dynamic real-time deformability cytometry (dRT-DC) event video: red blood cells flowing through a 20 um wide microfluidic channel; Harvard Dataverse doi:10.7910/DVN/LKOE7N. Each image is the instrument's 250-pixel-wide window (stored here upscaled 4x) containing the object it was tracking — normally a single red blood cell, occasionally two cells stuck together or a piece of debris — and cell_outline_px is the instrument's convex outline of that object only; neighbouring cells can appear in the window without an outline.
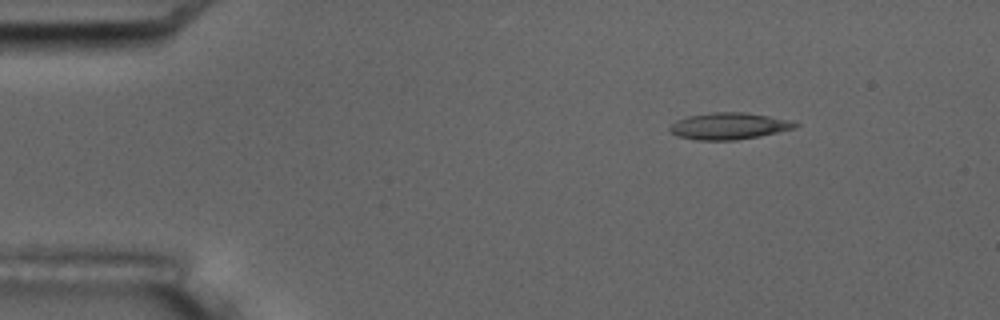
{"species": "common noctule bat (a hibernating species)", "species_latin": "Nyctalus noctula", "temperature_condition": "room temperature", "stored_images_in_passage": 8, "camera_frame_rate_fps": 3000, "um_per_image_px": 0.085, "animal": {"sex": "male", "body_mass_g": 17.5, "forearm_length_mm": 52.3}, "frame": {"image": 1, "passage_image": 2, "time_ms": 1.0, "image_size_px": [1000, 320], "cell_outline_px": [[800, 124], [796, 128], [760, 136], [736, 140], [696, 140], [676, 136], [668, 128], [676, 120], [688, 116], [712, 112], [740, 112], [768, 116], [788, 120]], "centroid_in_image_um": [61.94, 10.72], "position_along_channel_um": 23.1, "area_um2": 19.42}}
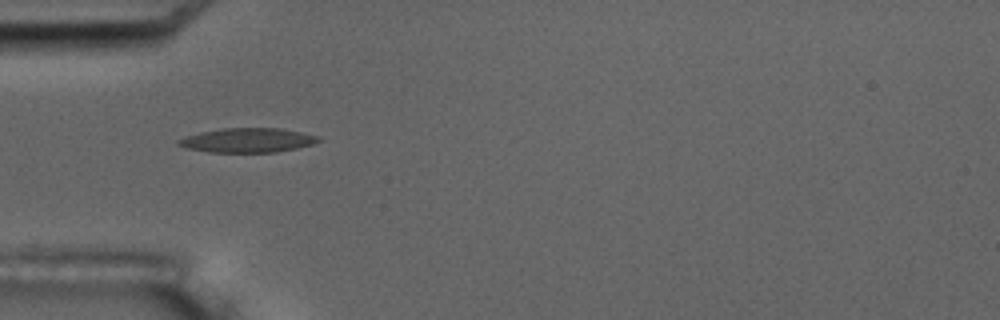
{"frame": {"image": 2, "passage_image": 5, "time_ms": 4.333, "image_size_px": [1000, 320], "cell_outline_px": [[320, 140], [312, 144], [296, 148], [276, 152], [208, 152], [188, 148], [176, 144], [176, 140], [184, 136], [200, 132], [224, 128], [280, 128], [320, 136]], "centroid_in_image_um": [21.01, 11.92], "position_along_channel_um": 64.0, "area_um2": 19.83}}
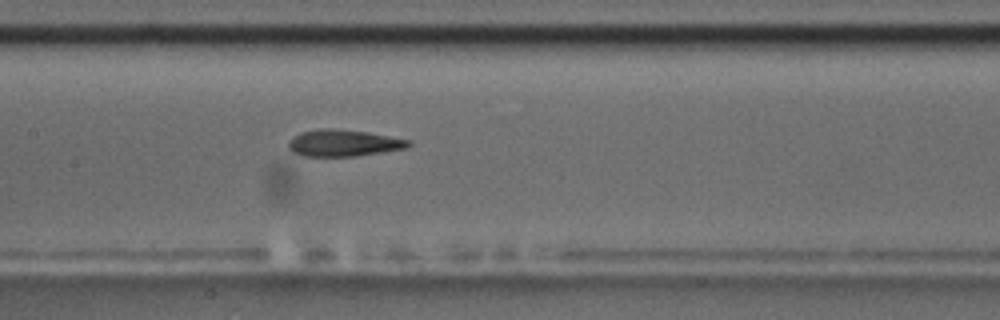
{"frame": {"image": 3, "passage_image": 8, "time_ms": 7.667, "image_size_px": [1000, 320], "cell_outline_px": [[412, 144], [408, 148], [356, 156], [304, 156], [292, 152], [288, 148], [288, 140], [292, 136], [300, 132], [320, 128], [332, 128], [368, 132], [412, 140]], "centroid_in_image_um": [29.19, 12.15], "position_along_channel_um": 178.2, "area_um2": 18.96}}